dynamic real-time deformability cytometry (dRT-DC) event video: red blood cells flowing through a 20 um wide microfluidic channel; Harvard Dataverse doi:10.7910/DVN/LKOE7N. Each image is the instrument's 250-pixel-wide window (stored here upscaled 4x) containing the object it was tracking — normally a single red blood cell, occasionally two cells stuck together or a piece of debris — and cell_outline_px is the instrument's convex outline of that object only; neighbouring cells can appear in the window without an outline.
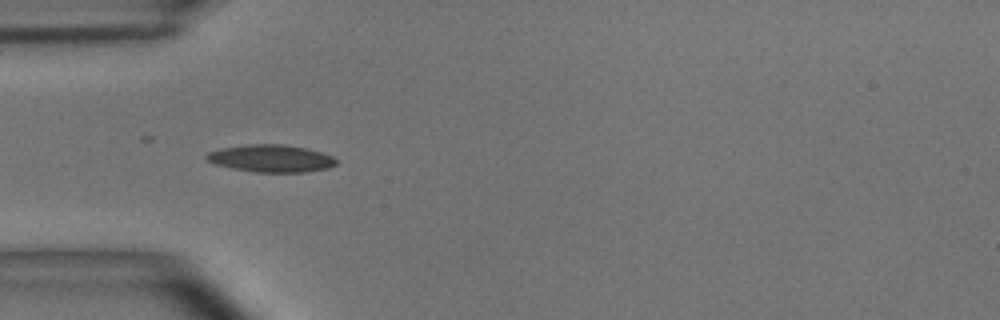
{"species": "common noctule bat (a hibernating species)", "species_latin": "Nyctalus noctula", "temperature_condition": "room temperature", "stored_images_in_passage": 54, "camera_frame_rate_fps": 3000, "um_per_image_px": 0.085, "animal": {"sex": "male", "body_mass_g": 15.6}, "frame": {"image": 1, "passage_image": 16, "time_ms": 5.0, "image_size_px": [1000, 320], "cell_outline_px": [[336, 164], [328, 168], [304, 172], [256, 172], [232, 168], [216, 164], [208, 160], [204, 156], [208, 152], [220, 148], [248, 144], [284, 144], [308, 148], [332, 156], [336, 160]], "centroid_in_image_um": [23.03, 13.45], "position_along_channel_um": 62.0, "area_um2": 20.63}}
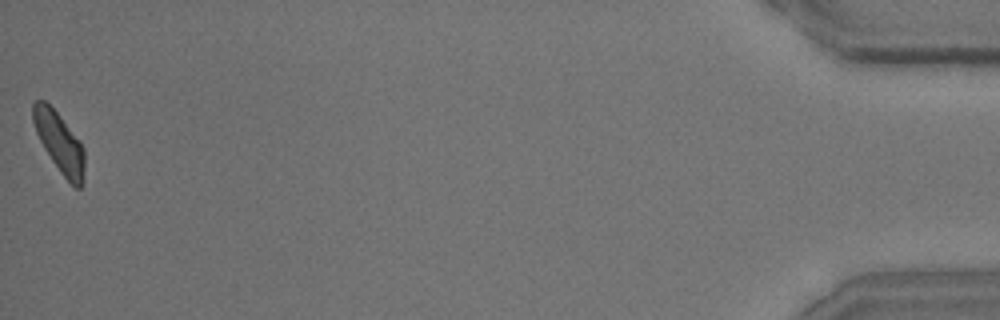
{"frame": {"image": 2, "passage_image": 54, "time_ms": 17.667, "image_size_px": [1000, 320], "cell_outline_px": [[84, 184], [80, 188], [76, 188], [60, 172], [44, 148], [36, 132], [32, 120], [32, 104], [36, 100], [44, 100], [60, 116], [80, 140], [84, 148]], "centroid_in_image_um": [5.06, 12.11], "position_along_channel_um": 430.1, "area_um2": 17.98}, "authors_computed_cell_mechanics": {"area_um2": 18.496, "velocity_mm_per_s": 3.6679, "shape_relaxation_time_tau1_ms": 3.7866, "shape_relaxation_time_tau2_ms": 4.3862, "deformation_change_tau1": 0.1442, "deformation_change_tau2": 0.1094}}